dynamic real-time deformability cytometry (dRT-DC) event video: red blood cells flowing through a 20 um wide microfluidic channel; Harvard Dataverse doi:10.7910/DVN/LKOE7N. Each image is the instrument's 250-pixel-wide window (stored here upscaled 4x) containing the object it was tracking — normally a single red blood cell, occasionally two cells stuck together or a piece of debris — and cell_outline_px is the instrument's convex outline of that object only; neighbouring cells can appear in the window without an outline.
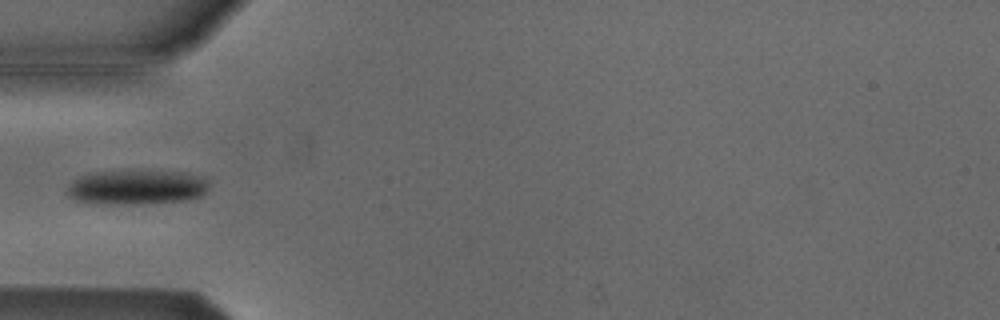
{"species": "Egyptian fruit bat (a non-hibernating species)", "species_latin": "Rousettus aegyptiacus", "temperature_condition": "cold", "stored_images_in_passage": 3, "camera_frame_rate_fps": 3000, "um_per_image_px": 0.085, "animal": {"sex": "male"}, "frame": {"image": 1, "passage_image": 2, "time_ms": 0.333, "image_size_px": [1000, 320], "cell_outline_px": [[208, 188], [200, 196], [188, 200], [144, 204], [96, 204], [76, 200], [68, 196], [64, 192], [68, 184], [72, 180], [88, 172], [188, 172], [208, 180]], "centroid_in_image_um": [11.55, 15.94], "position_along_channel_um": 73.4, "area_um2": 28.73}}
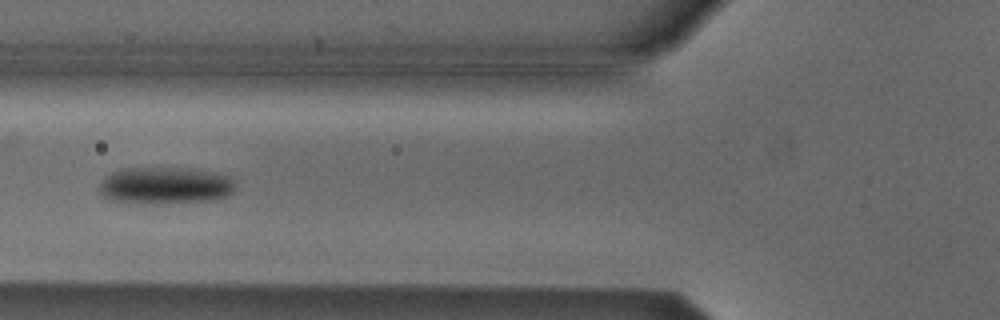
{"frame": {"image": 2, "passage_image": 3, "time_ms": 0.667, "image_size_px": [1000, 320], "cell_outline_px": [[236, 188], [228, 196], [212, 200], [112, 200], [104, 196], [100, 192], [100, 184], [104, 176], [112, 172], [124, 168], [192, 168], [216, 172], [232, 176], [236, 180]], "centroid_in_image_um": [14.15, 15.68], "position_along_channel_um": 111.7, "area_um2": 28.26}}